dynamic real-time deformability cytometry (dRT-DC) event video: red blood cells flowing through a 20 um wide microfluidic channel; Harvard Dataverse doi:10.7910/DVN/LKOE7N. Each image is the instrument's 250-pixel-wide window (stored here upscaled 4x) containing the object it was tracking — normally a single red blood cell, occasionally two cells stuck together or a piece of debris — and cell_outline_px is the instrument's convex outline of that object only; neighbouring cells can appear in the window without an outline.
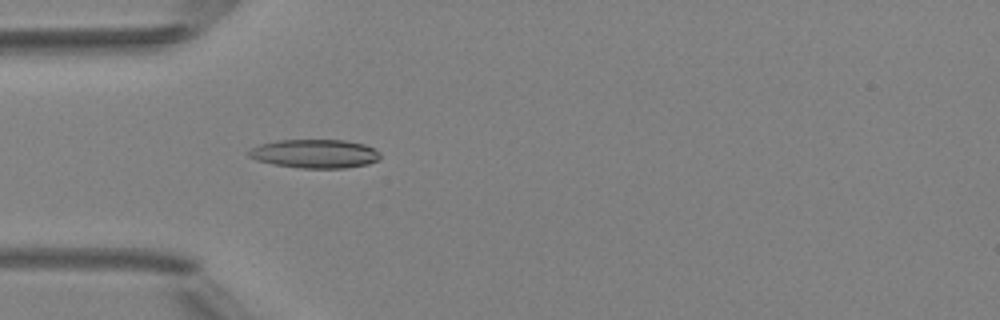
{"species": "Egyptian fruit bat (a non-hibernating species)", "species_latin": "Rousettus aegyptiacus", "temperature_condition": "room temperature", "stored_images_in_passage": 5, "camera_frame_rate_fps": 3000, "um_per_image_px": 0.085, "animal": {"sex": "female"}, "frame": {"image": 1, "passage_image": 5, "time_ms": 4.667, "image_size_px": [1000, 320], "cell_outline_px": [[380, 156], [376, 160], [368, 164], [344, 168], [300, 168], [272, 164], [256, 160], [248, 156], [248, 152], [252, 148], [260, 144], [280, 140], [344, 140], [364, 144], [376, 148], [380, 152]], "centroid_in_image_um": [26.77, 13.06], "position_along_channel_um": 58.2, "area_um2": 22.02}}